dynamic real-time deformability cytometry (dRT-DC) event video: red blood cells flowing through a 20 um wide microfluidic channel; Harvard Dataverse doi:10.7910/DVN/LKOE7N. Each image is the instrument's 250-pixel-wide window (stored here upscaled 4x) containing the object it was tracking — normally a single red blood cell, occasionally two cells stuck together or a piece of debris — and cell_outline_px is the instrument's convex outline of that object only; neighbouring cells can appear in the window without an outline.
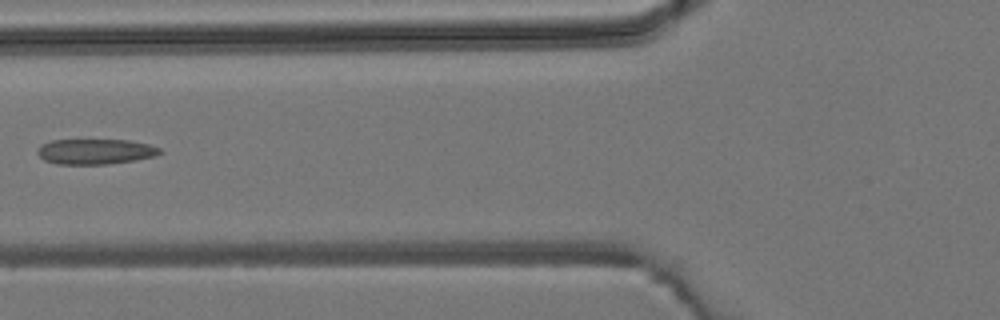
{"species": "common noctule bat (a hibernating species)", "species_latin": "Nyctalus noctula", "temperature_condition": "room temperature", "stored_images_in_passage": 5, "camera_frame_rate_fps": 3000, "um_per_image_px": 0.085, "animal": {"sex": "male", "body_mass_g": 19.2, "forearm_length_mm": 51.8}, "frame": {"image": 1, "passage_image": 5, "time_ms": 5.667, "image_size_px": [1000, 320], "cell_outline_px": [[164, 152], [156, 156], [136, 160], [108, 164], [56, 164], [44, 160], [36, 152], [40, 144], [52, 140], [128, 140], [148, 144], [160, 148]], "centroid_in_image_um": [8.11, 12.88], "position_along_channel_um": 117.7, "area_um2": 18.21}}